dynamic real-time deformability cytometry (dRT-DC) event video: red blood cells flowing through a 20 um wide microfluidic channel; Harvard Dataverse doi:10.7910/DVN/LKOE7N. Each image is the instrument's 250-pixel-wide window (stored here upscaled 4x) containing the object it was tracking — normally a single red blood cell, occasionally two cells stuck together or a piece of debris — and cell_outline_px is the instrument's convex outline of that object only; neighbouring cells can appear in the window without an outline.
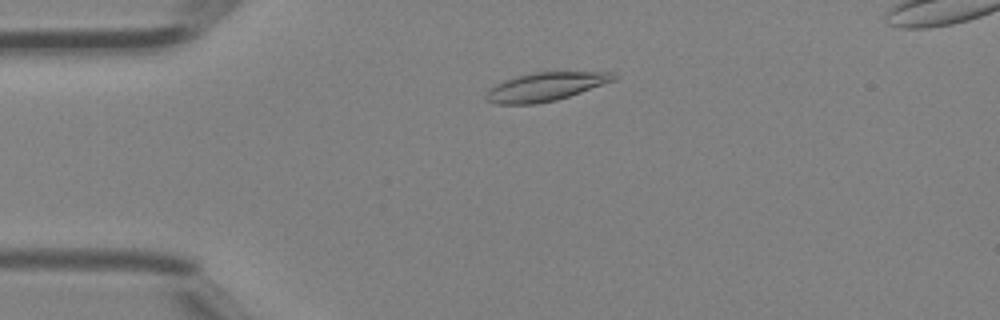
{"species": "Egyptian fruit bat (a non-hibernating species)", "species_latin": "Rousettus aegyptiacus", "temperature_condition": "room temperature", "stored_images_in_passage": 40, "segment_of_instrument_passage": [1, 2], "camera_frame_rate_fps": 3000, "um_per_image_px": 0.085, "animal": {"sex": "female"}, "frame": {"image": 1, "passage_image": 7, "time_ms": 2.0, "image_size_px": [1000, 320], "cell_outline_px": [[620, 76], [616, 80], [556, 100], [536, 104], [496, 104], [484, 100], [484, 96], [496, 84], [504, 80], [516, 76], [532, 72], [612, 72]], "centroid_in_image_um": [46.37, 7.37], "position_along_channel_um": 38.6, "area_um2": 21.15}}
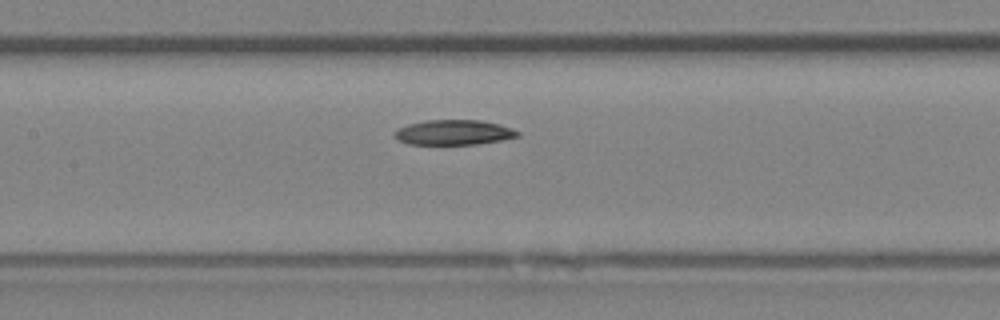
{"frame": {"image": 2, "passage_image": 17, "time_ms": 5.333, "image_size_px": [1000, 320], "cell_outline_px": [[520, 136], [500, 140], [476, 144], [408, 144], [400, 140], [392, 132], [396, 128], [408, 124], [424, 120], [480, 120], [500, 124], [512, 128], [520, 132]], "centroid_in_image_um": [38.56, 11.24], "position_along_channel_um": 168.8, "area_um2": 17.98}}
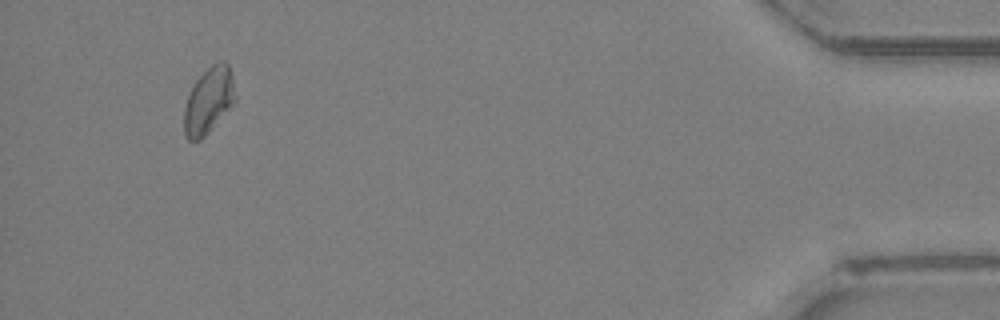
{"frame": {"image": 3, "passage_image": 37, "time_ms": 12.0, "image_size_px": [1000, 320], "cell_outline_px": [[236, 100], [208, 132], [200, 140], [188, 140], [184, 132], [184, 108], [188, 96], [196, 80], [212, 64], [220, 60], [224, 60], [228, 64], [232, 76], [236, 96]], "centroid_in_image_um": [17.74, 8.53], "position_along_channel_um": 417.5, "area_um2": 19.42}}